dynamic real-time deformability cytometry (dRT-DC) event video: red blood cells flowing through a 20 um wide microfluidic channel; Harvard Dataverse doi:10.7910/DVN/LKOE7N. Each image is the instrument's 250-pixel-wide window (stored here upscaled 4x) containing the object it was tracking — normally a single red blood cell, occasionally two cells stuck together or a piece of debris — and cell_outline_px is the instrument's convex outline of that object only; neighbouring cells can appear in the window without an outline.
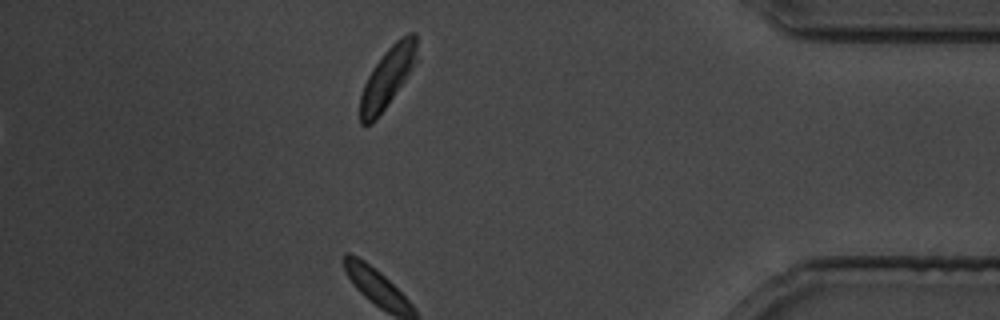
{"species": "common noctule bat (a hibernating species)", "species_latin": "Nyctalus noctula", "temperature_condition": "cold", "stored_images_in_passage": 22, "camera_frame_rate_fps": 3000, "um_per_image_px": 0.085, "animal": {"sex": "male", "body_mass_g": 19.5, "forearm_length_mm": 54.6}, "frame": {"image": 1, "passage_image": 22, "time_ms": 25.667, "image_size_px": [1000, 320], "cell_outline_px": [[420, 60], [376, 120], [372, 124], [360, 124], [360, 96], [364, 84], [372, 68], [384, 52], [396, 40], [408, 32], [416, 32]], "centroid_in_image_um": [33.0, 6.52], "position_along_channel_um": 402.2, "area_um2": 20.4}}